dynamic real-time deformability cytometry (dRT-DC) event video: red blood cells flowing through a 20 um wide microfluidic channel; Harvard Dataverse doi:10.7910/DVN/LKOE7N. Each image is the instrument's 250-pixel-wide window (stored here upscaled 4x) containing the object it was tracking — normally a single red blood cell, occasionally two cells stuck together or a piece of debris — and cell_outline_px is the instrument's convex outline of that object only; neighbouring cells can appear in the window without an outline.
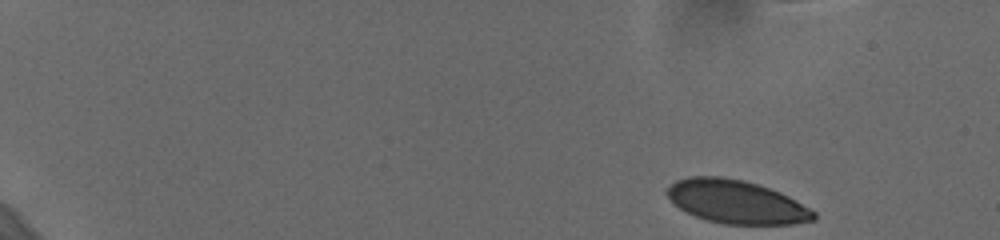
{"species": "human", "species_latin": "Homo sapiens", "temperature_condition": "cold", "stored_images_in_passage": 53, "camera_frame_rate_fps": 3000, "um_per_image_px": 0.085, "donor": {"sex": "female"}, "frame": {"image": 1, "passage_image": 1, "time_ms": 0.0, "image_size_px": [1000, 240], "cell_outline_px": [[816, 220], [792, 224], [724, 224], [708, 220], [696, 216], [680, 208], [664, 192], [664, 188], [676, 180], [688, 176], [720, 176], [744, 180], [780, 192], [788, 196], [816, 212]], "centroid_in_image_um": [62.57, 17.14], "position_along_channel_um": 22.4, "area_um2": 36.93}}
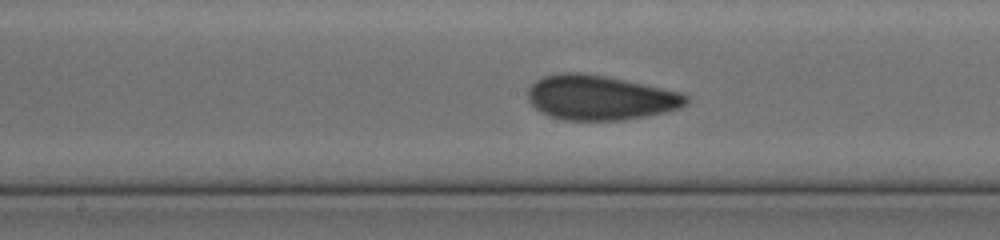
{"frame": {"image": 2, "passage_image": 28, "time_ms": 9.0, "image_size_px": [1000, 240], "cell_outline_px": [[688, 100], [680, 108], [664, 112], [624, 120], [564, 120], [548, 116], [540, 112], [528, 100], [528, 88], [536, 80], [544, 76], [564, 72], [580, 72], [604, 76], [624, 80], [680, 92], [688, 96]], "centroid_in_image_um": [50.96, 8.3], "position_along_channel_um": 197.2, "area_um2": 40.98}}
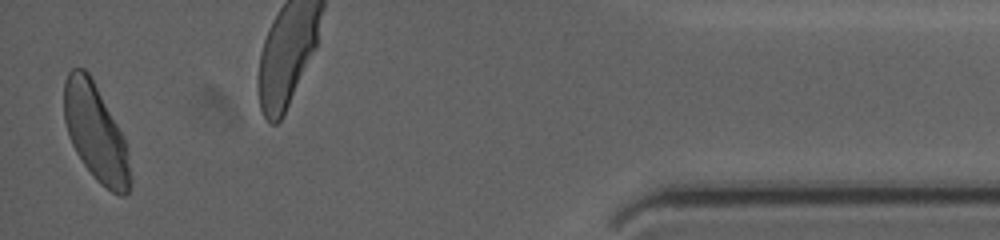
{"frame": {"image": 3, "passage_image": 52, "time_ms": 17.0, "image_size_px": [1000, 240], "cell_outline_px": [[128, 192], [124, 196], [120, 196], [112, 192], [100, 184], [96, 180], [84, 164], [76, 152], [68, 136], [64, 120], [64, 84], [68, 72], [72, 68], [84, 68], [88, 72], [124, 136], [128, 152]], "centroid_in_image_um": [8.09, 11.25], "position_along_channel_um": 427.1, "area_um2": 36.7}, "authors_computed_cell_mechanics": {"area_um2": 39.0728, "velocity_mm_per_s": 3.6409, "shape_relaxation_time_tau1_ms": 6.0786, "shape_relaxation_time_tau2_ms": 0.9899, "deformation_change_tau1": 0.1372, "deformation_change_tau2": 0.066}}